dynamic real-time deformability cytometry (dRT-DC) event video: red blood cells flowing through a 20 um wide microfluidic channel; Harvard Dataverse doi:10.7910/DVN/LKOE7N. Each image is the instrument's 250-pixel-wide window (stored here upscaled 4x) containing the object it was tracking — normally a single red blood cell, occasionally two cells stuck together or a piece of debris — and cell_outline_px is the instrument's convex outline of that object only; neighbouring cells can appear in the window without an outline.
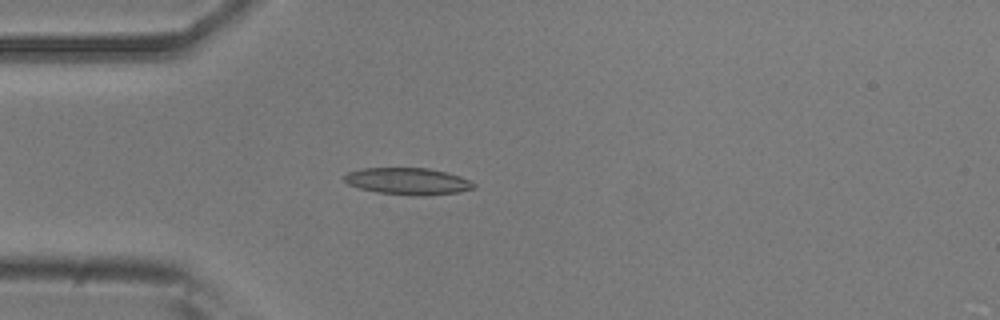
{"species": "common noctule bat (a hibernating species)", "species_latin": "Nyctalus noctula", "temperature_condition": "room temperature", "stored_images_in_passage": 39, "camera_frame_rate_fps": 3000, "um_per_image_px": 0.085, "animal": {"sex": "male", "body_mass_g": 20.5, "forearm_length_mm": 52.5}, "frame": {"image": 1, "passage_image": 1, "time_ms": 0.0, "image_size_px": [1000, 320], "cell_outline_px": [[476, 188], [460, 192], [428, 196], [420, 196], [376, 192], [360, 188], [348, 184], [344, 180], [344, 176], [348, 172], [364, 168], [428, 168], [460, 176], [476, 184]], "centroid_in_image_um": [34.7, 15.41], "position_along_channel_um": 50.3, "area_um2": 20.23}}
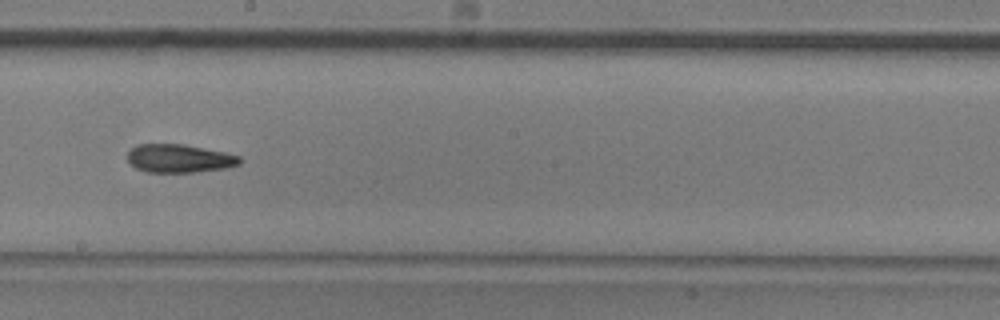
{"frame": {"image": 2, "passage_image": 16, "time_ms": 5.0, "image_size_px": [1000, 320], "cell_outline_px": [[240, 164], [228, 168], [196, 172], [144, 172], [136, 168], [128, 160], [128, 152], [136, 144], [184, 144], [224, 152], [240, 156]], "centroid_in_image_um": [15.24, 13.47], "position_along_channel_um": 233.0, "area_um2": 18.55}}
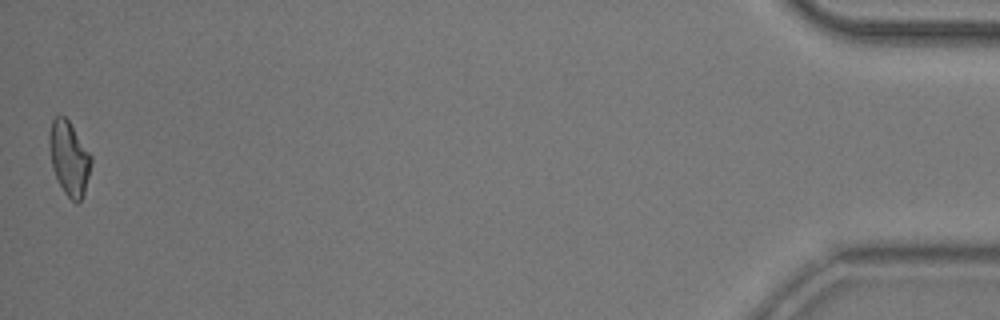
{"frame": {"image": 3, "passage_image": 39, "time_ms": 12.667, "image_size_px": [1000, 320], "cell_outline_px": [[92, 164], [84, 192], [80, 200], [76, 204], [64, 192], [52, 168], [48, 144], [48, 132], [52, 120], [56, 116], [64, 116], [68, 120], [92, 156]], "centroid_in_image_um": [5.86, 13.43], "position_along_channel_um": 429.3, "area_um2": 17.98}, "authors_computed_cell_mechanics": {"area_um2": 18.496, "velocity_mm_per_s": 3.815, "shape_relaxation_time_tau1_ms": null, "shape_relaxation_time_tau2_ms": 4.1174, "deformation_change_tau1": null, "deformation_change_tau2": 0.1315}}